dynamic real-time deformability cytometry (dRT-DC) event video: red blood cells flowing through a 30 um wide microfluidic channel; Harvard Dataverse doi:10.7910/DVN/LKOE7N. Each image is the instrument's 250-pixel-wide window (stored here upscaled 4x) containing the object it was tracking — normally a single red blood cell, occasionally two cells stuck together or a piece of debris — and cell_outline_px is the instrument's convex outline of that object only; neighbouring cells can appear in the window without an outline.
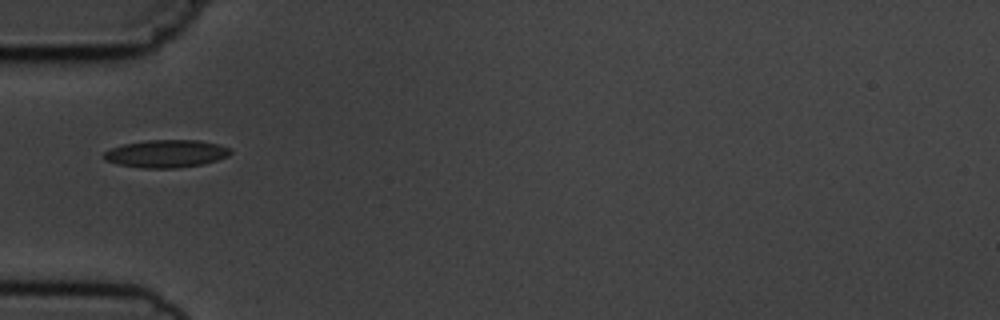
{"species": "common noctule bat (a hibernating species)", "species_latin": "Nyctalus noctula", "temperature_condition": "cold", "stored_images_in_passage": 9, "camera_frame_rate_fps": 3000, "um_per_image_px": 0.085, "animal": {"sex": "male", "body_mass_g": 19.5, "forearm_length_mm": 54.6}, "frame": {"image": 1, "passage_image": 6, "time_ms": 6.0, "image_size_px": [1000, 320], "cell_outline_px": [[232, 152], [228, 156], [204, 164], [180, 168], [140, 168], [120, 164], [104, 160], [104, 152], [112, 148], [124, 144], [148, 140], [200, 140], [220, 144], [232, 148]], "centroid_in_image_um": [14.19, 13.06], "position_along_channel_um": 70.8, "area_um2": 20.52}}
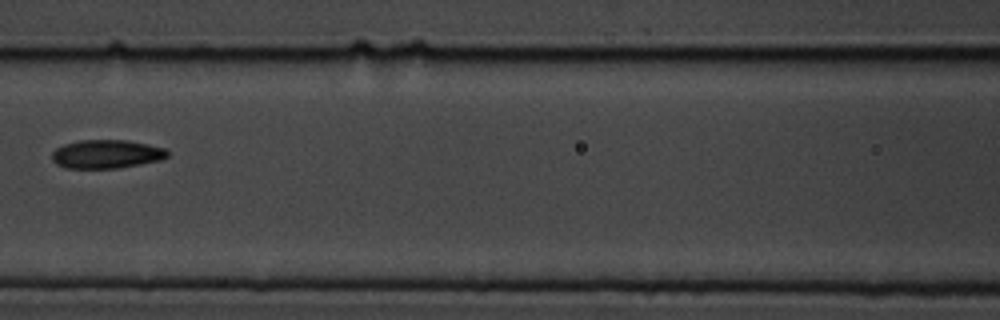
{"frame": {"image": 2, "passage_image": 8, "time_ms": 8.333, "image_size_px": [1000, 320], "cell_outline_px": [[168, 156], [160, 160], [140, 164], [116, 168], [64, 168], [56, 164], [52, 160], [52, 152], [56, 148], [64, 144], [80, 140], [128, 140], [148, 144], [164, 148], [168, 152]], "centroid_in_image_um": [9.02, 13.09], "position_along_channel_um": 157.6, "area_um2": 19.25}}
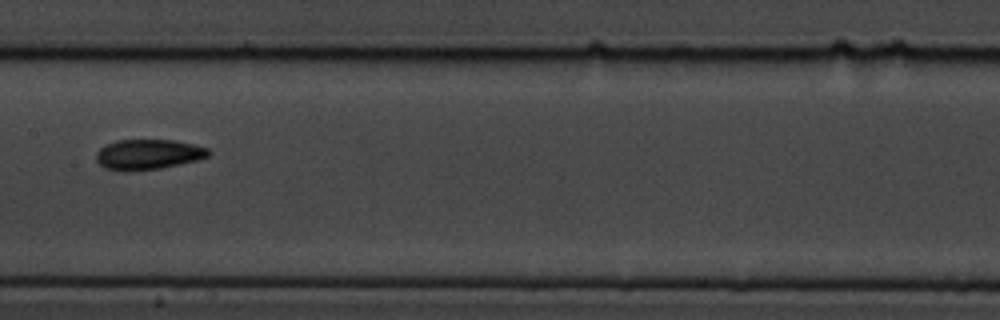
{"frame": {"image": 3, "passage_image": 9, "time_ms": 9.333, "image_size_px": [1000, 320], "cell_outline_px": [[212, 152], [208, 156], [200, 160], [160, 168], [104, 168], [96, 160], [96, 152], [100, 148], [116, 140], [172, 140], [192, 144], [208, 148]], "centroid_in_image_um": [12.66, 13.08], "position_along_channel_um": 194.7, "area_um2": 19.07}}